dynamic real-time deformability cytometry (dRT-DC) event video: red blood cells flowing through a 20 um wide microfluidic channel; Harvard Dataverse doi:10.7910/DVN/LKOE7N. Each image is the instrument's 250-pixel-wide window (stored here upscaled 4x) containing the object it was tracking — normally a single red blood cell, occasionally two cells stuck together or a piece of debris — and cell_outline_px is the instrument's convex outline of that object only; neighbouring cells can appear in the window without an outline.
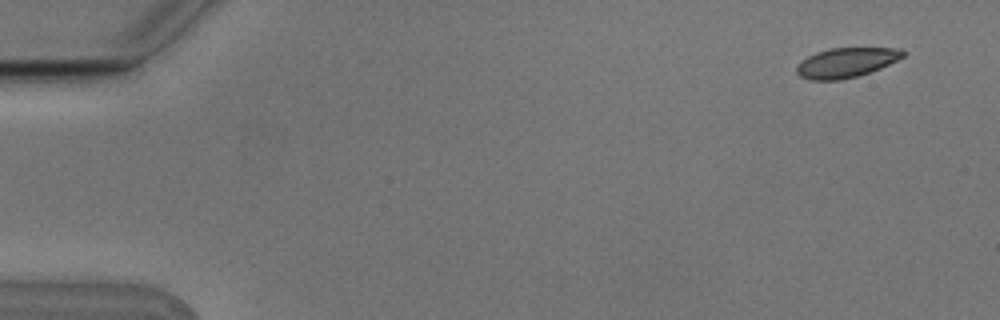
{"species": "Egyptian fruit bat (a non-hibernating species)", "species_latin": "Rousettus aegyptiacus", "temperature_condition": "cold", "stored_images_in_passage": 7, "camera_frame_rate_fps": 3000, "um_per_image_px": 0.085, "animal": {"sex": "male"}, "frame": {"image": 1, "passage_image": 2, "time_ms": 0.333, "image_size_px": [1000, 320], "cell_outline_px": [[904, 56], [880, 68], [856, 76], [840, 80], [808, 80], [800, 76], [796, 72], [796, 64], [800, 60], [816, 52], [828, 48], [900, 48], [904, 52]], "centroid_in_image_um": [71.86, 5.32], "position_along_channel_um": 13.1, "area_um2": 18.38}}
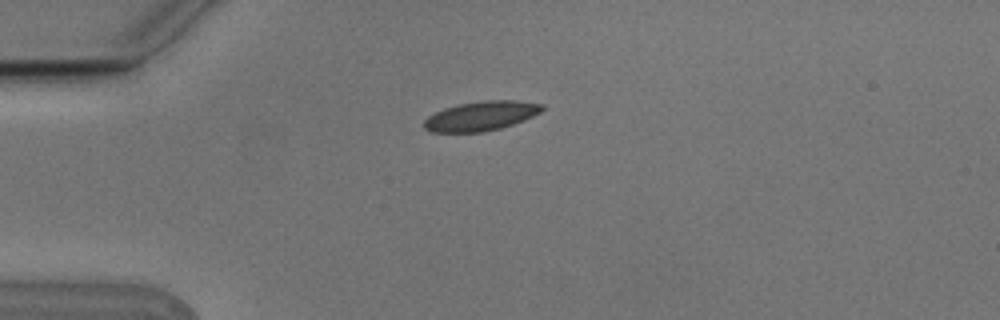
{"frame": {"image": 2, "passage_image": 5, "time_ms": 1.333, "image_size_px": [1000, 320], "cell_outline_px": [[544, 108], [540, 112], [532, 116], [512, 124], [500, 128], [484, 132], [428, 132], [424, 128], [424, 120], [428, 116], [444, 108], [456, 104], [484, 100], [516, 100], [544, 104]], "centroid_in_image_um": [40.86, 9.85], "position_along_channel_um": 44.1, "area_um2": 20.29}}